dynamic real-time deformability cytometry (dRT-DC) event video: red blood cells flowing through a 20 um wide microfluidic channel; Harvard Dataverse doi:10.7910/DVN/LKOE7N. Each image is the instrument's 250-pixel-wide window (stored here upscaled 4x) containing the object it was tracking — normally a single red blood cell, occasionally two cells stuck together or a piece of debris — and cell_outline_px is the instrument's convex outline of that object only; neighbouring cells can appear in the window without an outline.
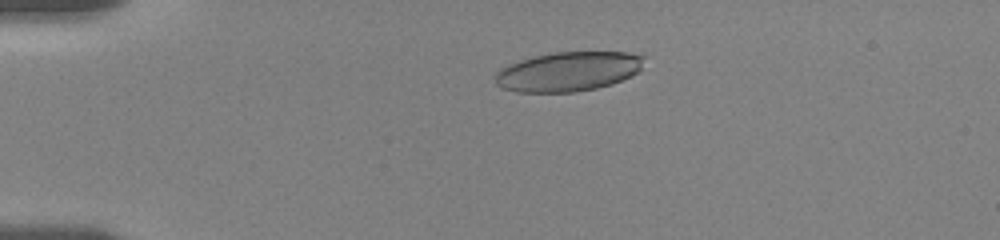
{"species": "human", "species_latin": "Homo sapiens", "temperature_condition": "room temperature", "stored_images_in_passage": 41, "camera_frame_rate_fps": 3000, "um_per_image_px": 0.085, "donor": {"sex": "female"}, "frame": {"image": 1, "passage_image": 8, "time_ms": 3.667, "image_size_px": [1000, 240], "cell_outline_px": [[644, 56], [640, 68], [632, 76], [612, 84], [596, 88], [576, 92], [516, 92], [500, 88], [496, 84], [496, 72], [500, 68], [508, 64], [532, 56], [552, 52], [628, 52]], "centroid_in_image_um": [48.26, 6.08], "position_along_channel_um": 36.7, "area_um2": 34.39}}
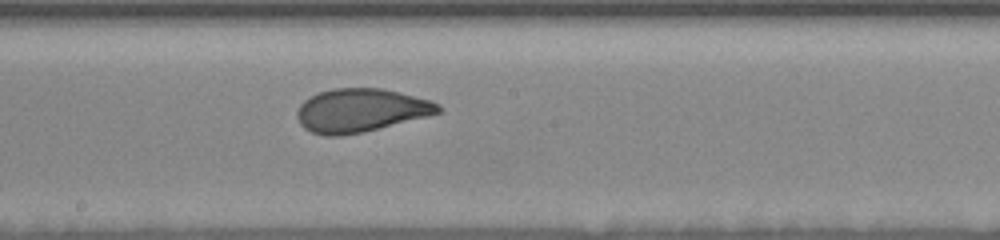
{"frame": {"image": 2, "passage_image": 26, "time_ms": 10.0, "image_size_px": [1000, 240], "cell_outline_px": [[440, 112], [428, 116], [364, 132], [340, 136], [324, 136], [312, 132], [304, 128], [300, 124], [296, 116], [296, 112], [300, 104], [304, 100], [320, 92], [332, 88], [380, 88], [400, 92], [432, 100], [440, 104]], "centroid_in_image_um": [30.65, 9.38], "position_along_channel_um": 217.5, "area_um2": 35.84}}
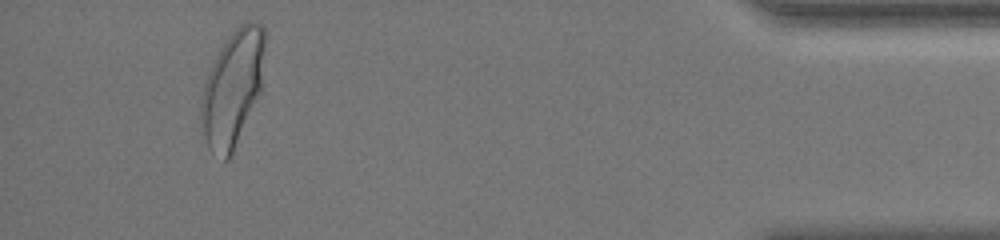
{"frame": {"image": 3, "passage_image": 39, "time_ms": 17.0, "image_size_px": [1000, 240], "cell_outline_px": [[264, 48], [260, 96], [228, 160], [224, 160], [208, 148], [200, 136], [200, 96], [208, 72], [220, 48], [228, 36], [240, 24], [248, 20], [252, 20], [260, 24], [264, 28]], "centroid_in_image_um": [19.73, 7.52], "position_along_channel_um": 415.5, "area_um2": 43.35}, "authors_computed_cell_mechanics": {"area_um2": 36.2406, "velocity_mm_per_s": 3.626, "shape_relaxation_time_tau1_ms": 5.0535, "shape_relaxation_time_tau2_ms": 0.9889, "deformation_change_tau1": 0.1771, "deformation_change_tau2": 0.0663}}